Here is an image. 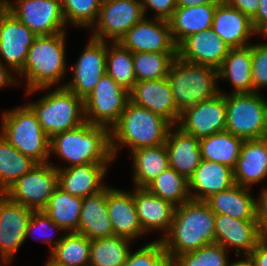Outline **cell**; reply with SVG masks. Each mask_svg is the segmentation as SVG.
Returning <instances> with one entry per match:
<instances>
[{"label": "cell", "mask_w": 267, "mask_h": 266, "mask_svg": "<svg viewBox=\"0 0 267 266\" xmlns=\"http://www.w3.org/2000/svg\"><path fill=\"white\" fill-rule=\"evenodd\" d=\"M58 187V171L52 164H36L3 194L11 201L34 211L44 210Z\"/></svg>", "instance_id": "obj_9"}, {"label": "cell", "mask_w": 267, "mask_h": 266, "mask_svg": "<svg viewBox=\"0 0 267 266\" xmlns=\"http://www.w3.org/2000/svg\"><path fill=\"white\" fill-rule=\"evenodd\" d=\"M226 94V131L243 140L267 137V101L257 92Z\"/></svg>", "instance_id": "obj_8"}, {"label": "cell", "mask_w": 267, "mask_h": 266, "mask_svg": "<svg viewBox=\"0 0 267 266\" xmlns=\"http://www.w3.org/2000/svg\"><path fill=\"white\" fill-rule=\"evenodd\" d=\"M230 6L241 11L244 15H247L252 19L258 9H259V0H224Z\"/></svg>", "instance_id": "obj_49"}, {"label": "cell", "mask_w": 267, "mask_h": 266, "mask_svg": "<svg viewBox=\"0 0 267 266\" xmlns=\"http://www.w3.org/2000/svg\"><path fill=\"white\" fill-rule=\"evenodd\" d=\"M218 78H228L234 85L233 94L253 93L252 44L231 48L217 69Z\"/></svg>", "instance_id": "obj_31"}, {"label": "cell", "mask_w": 267, "mask_h": 266, "mask_svg": "<svg viewBox=\"0 0 267 266\" xmlns=\"http://www.w3.org/2000/svg\"><path fill=\"white\" fill-rule=\"evenodd\" d=\"M249 256L256 266H267V240L262 238Z\"/></svg>", "instance_id": "obj_50"}, {"label": "cell", "mask_w": 267, "mask_h": 266, "mask_svg": "<svg viewBox=\"0 0 267 266\" xmlns=\"http://www.w3.org/2000/svg\"><path fill=\"white\" fill-rule=\"evenodd\" d=\"M36 36L0 1V62L3 58L11 69L19 73Z\"/></svg>", "instance_id": "obj_14"}, {"label": "cell", "mask_w": 267, "mask_h": 266, "mask_svg": "<svg viewBox=\"0 0 267 266\" xmlns=\"http://www.w3.org/2000/svg\"><path fill=\"white\" fill-rule=\"evenodd\" d=\"M76 233L90 240L114 236L107 210V187L83 199Z\"/></svg>", "instance_id": "obj_28"}, {"label": "cell", "mask_w": 267, "mask_h": 266, "mask_svg": "<svg viewBox=\"0 0 267 266\" xmlns=\"http://www.w3.org/2000/svg\"><path fill=\"white\" fill-rule=\"evenodd\" d=\"M226 255L227 250L223 246L211 243L176 256L171 266H229Z\"/></svg>", "instance_id": "obj_41"}, {"label": "cell", "mask_w": 267, "mask_h": 266, "mask_svg": "<svg viewBox=\"0 0 267 266\" xmlns=\"http://www.w3.org/2000/svg\"><path fill=\"white\" fill-rule=\"evenodd\" d=\"M145 18L141 0H103L92 38L118 42L136 23Z\"/></svg>", "instance_id": "obj_12"}, {"label": "cell", "mask_w": 267, "mask_h": 266, "mask_svg": "<svg viewBox=\"0 0 267 266\" xmlns=\"http://www.w3.org/2000/svg\"><path fill=\"white\" fill-rule=\"evenodd\" d=\"M134 164V182L139 188H146L158 175L168 169L169 158L164 144L142 147L131 151Z\"/></svg>", "instance_id": "obj_32"}, {"label": "cell", "mask_w": 267, "mask_h": 266, "mask_svg": "<svg viewBox=\"0 0 267 266\" xmlns=\"http://www.w3.org/2000/svg\"><path fill=\"white\" fill-rule=\"evenodd\" d=\"M65 32L36 36L28 49L23 69L27 78V94L53 86L64 76Z\"/></svg>", "instance_id": "obj_4"}, {"label": "cell", "mask_w": 267, "mask_h": 266, "mask_svg": "<svg viewBox=\"0 0 267 266\" xmlns=\"http://www.w3.org/2000/svg\"><path fill=\"white\" fill-rule=\"evenodd\" d=\"M37 227L39 228L41 232L42 231L47 232L48 229L53 230V228L57 230H63L55 222H53L50 219V217L46 214V212H44L43 210L33 211L31 218L27 225L26 238L29 236L30 233H32L33 230L37 229ZM46 236L48 238L49 235H46ZM44 238L46 237L44 236ZM46 241H48L49 245L52 244V238L49 237L47 240H44V242Z\"/></svg>", "instance_id": "obj_45"}, {"label": "cell", "mask_w": 267, "mask_h": 266, "mask_svg": "<svg viewBox=\"0 0 267 266\" xmlns=\"http://www.w3.org/2000/svg\"><path fill=\"white\" fill-rule=\"evenodd\" d=\"M106 73L128 92L137 82L133 68V53L119 42H114L113 48L107 47Z\"/></svg>", "instance_id": "obj_39"}, {"label": "cell", "mask_w": 267, "mask_h": 266, "mask_svg": "<svg viewBox=\"0 0 267 266\" xmlns=\"http://www.w3.org/2000/svg\"><path fill=\"white\" fill-rule=\"evenodd\" d=\"M153 195L180 206L191 200L189 181L173 168L164 170L147 187Z\"/></svg>", "instance_id": "obj_38"}, {"label": "cell", "mask_w": 267, "mask_h": 266, "mask_svg": "<svg viewBox=\"0 0 267 266\" xmlns=\"http://www.w3.org/2000/svg\"><path fill=\"white\" fill-rule=\"evenodd\" d=\"M1 131L9 143L37 164L49 162L50 137L28 105L3 113Z\"/></svg>", "instance_id": "obj_6"}, {"label": "cell", "mask_w": 267, "mask_h": 266, "mask_svg": "<svg viewBox=\"0 0 267 266\" xmlns=\"http://www.w3.org/2000/svg\"><path fill=\"white\" fill-rule=\"evenodd\" d=\"M218 3H207L192 7H177L168 20L171 34L178 46L189 35L210 29Z\"/></svg>", "instance_id": "obj_29"}, {"label": "cell", "mask_w": 267, "mask_h": 266, "mask_svg": "<svg viewBox=\"0 0 267 266\" xmlns=\"http://www.w3.org/2000/svg\"><path fill=\"white\" fill-rule=\"evenodd\" d=\"M36 164L0 134V193H4Z\"/></svg>", "instance_id": "obj_36"}, {"label": "cell", "mask_w": 267, "mask_h": 266, "mask_svg": "<svg viewBox=\"0 0 267 266\" xmlns=\"http://www.w3.org/2000/svg\"><path fill=\"white\" fill-rule=\"evenodd\" d=\"M107 164L74 165L64 169L56 166L58 187L72 196L82 199L96 194L106 187L101 182L106 174Z\"/></svg>", "instance_id": "obj_21"}, {"label": "cell", "mask_w": 267, "mask_h": 266, "mask_svg": "<svg viewBox=\"0 0 267 266\" xmlns=\"http://www.w3.org/2000/svg\"><path fill=\"white\" fill-rule=\"evenodd\" d=\"M233 176L236 184L246 188L267 177V137L243 141Z\"/></svg>", "instance_id": "obj_24"}, {"label": "cell", "mask_w": 267, "mask_h": 266, "mask_svg": "<svg viewBox=\"0 0 267 266\" xmlns=\"http://www.w3.org/2000/svg\"><path fill=\"white\" fill-rule=\"evenodd\" d=\"M91 240L70 232L51 245L50 258L63 266H89Z\"/></svg>", "instance_id": "obj_35"}, {"label": "cell", "mask_w": 267, "mask_h": 266, "mask_svg": "<svg viewBox=\"0 0 267 266\" xmlns=\"http://www.w3.org/2000/svg\"><path fill=\"white\" fill-rule=\"evenodd\" d=\"M137 215L142 230L146 233L161 229L169 231L175 212V205L153 195L147 188L136 187L133 192Z\"/></svg>", "instance_id": "obj_27"}, {"label": "cell", "mask_w": 267, "mask_h": 266, "mask_svg": "<svg viewBox=\"0 0 267 266\" xmlns=\"http://www.w3.org/2000/svg\"><path fill=\"white\" fill-rule=\"evenodd\" d=\"M246 257V260L236 261L234 263H231L229 266H256L249 255H247Z\"/></svg>", "instance_id": "obj_53"}, {"label": "cell", "mask_w": 267, "mask_h": 266, "mask_svg": "<svg viewBox=\"0 0 267 266\" xmlns=\"http://www.w3.org/2000/svg\"><path fill=\"white\" fill-rule=\"evenodd\" d=\"M69 161L70 166L109 163L113 155L110 128L87 121L50 138V152Z\"/></svg>", "instance_id": "obj_2"}, {"label": "cell", "mask_w": 267, "mask_h": 266, "mask_svg": "<svg viewBox=\"0 0 267 266\" xmlns=\"http://www.w3.org/2000/svg\"><path fill=\"white\" fill-rule=\"evenodd\" d=\"M164 145L170 168L189 180L202 161L199 139L178 127L173 133L169 130Z\"/></svg>", "instance_id": "obj_26"}, {"label": "cell", "mask_w": 267, "mask_h": 266, "mask_svg": "<svg viewBox=\"0 0 267 266\" xmlns=\"http://www.w3.org/2000/svg\"><path fill=\"white\" fill-rule=\"evenodd\" d=\"M230 48L246 47L251 34H256L251 19L241 11L219 0L211 27Z\"/></svg>", "instance_id": "obj_22"}, {"label": "cell", "mask_w": 267, "mask_h": 266, "mask_svg": "<svg viewBox=\"0 0 267 266\" xmlns=\"http://www.w3.org/2000/svg\"><path fill=\"white\" fill-rule=\"evenodd\" d=\"M34 210L0 193V254L5 264L26 240L27 225Z\"/></svg>", "instance_id": "obj_16"}, {"label": "cell", "mask_w": 267, "mask_h": 266, "mask_svg": "<svg viewBox=\"0 0 267 266\" xmlns=\"http://www.w3.org/2000/svg\"><path fill=\"white\" fill-rule=\"evenodd\" d=\"M103 0H61L64 20L81 27H92L97 21Z\"/></svg>", "instance_id": "obj_42"}, {"label": "cell", "mask_w": 267, "mask_h": 266, "mask_svg": "<svg viewBox=\"0 0 267 266\" xmlns=\"http://www.w3.org/2000/svg\"><path fill=\"white\" fill-rule=\"evenodd\" d=\"M177 53H133V68L137 82L167 78Z\"/></svg>", "instance_id": "obj_40"}, {"label": "cell", "mask_w": 267, "mask_h": 266, "mask_svg": "<svg viewBox=\"0 0 267 266\" xmlns=\"http://www.w3.org/2000/svg\"><path fill=\"white\" fill-rule=\"evenodd\" d=\"M129 100V92L106 73L84 98L85 119L110 128L119 120Z\"/></svg>", "instance_id": "obj_10"}, {"label": "cell", "mask_w": 267, "mask_h": 266, "mask_svg": "<svg viewBox=\"0 0 267 266\" xmlns=\"http://www.w3.org/2000/svg\"><path fill=\"white\" fill-rule=\"evenodd\" d=\"M217 79V69L188 63L178 56L167 75L176 107L180 112L220 93L221 90L216 85Z\"/></svg>", "instance_id": "obj_5"}, {"label": "cell", "mask_w": 267, "mask_h": 266, "mask_svg": "<svg viewBox=\"0 0 267 266\" xmlns=\"http://www.w3.org/2000/svg\"><path fill=\"white\" fill-rule=\"evenodd\" d=\"M28 106L36 114L40 126L50 138L86 121L84 99L65 87L53 90L38 102Z\"/></svg>", "instance_id": "obj_7"}, {"label": "cell", "mask_w": 267, "mask_h": 266, "mask_svg": "<svg viewBox=\"0 0 267 266\" xmlns=\"http://www.w3.org/2000/svg\"><path fill=\"white\" fill-rule=\"evenodd\" d=\"M262 238L256 219H237L224 214H215L214 243L225 249L231 245L236 247L237 255L241 250H245L243 253L247 256Z\"/></svg>", "instance_id": "obj_20"}, {"label": "cell", "mask_w": 267, "mask_h": 266, "mask_svg": "<svg viewBox=\"0 0 267 266\" xmlns=\"http://www.w3.org/2000/svg\"><path fill=\"white\" fill-rule=\"evenodd\" d=\"M231 50L212 29L189 35L177 46V56L188 63L218 69Z\"/></svg>", "instance_id": "obj_18"}, {"label": "cell", "mask_w": 267, "mask_h": 266, "mask_svg": "<svg viewBox=\"0 0 267 266\" xmlns=\"http://www.w3.org/2000/svg\"><path fill=\"white\" fill-rule=\"evenodd\" d=\"M107 210L114 235L133 241L145 234L139 222L133 192L107 187Z\"/></svg>", "instance_id": "obj_23"}, {"label": "cell", "mask_w": 267, "mask_h": 266, "mask_svg": "<svg viewBox=\"0 0 267 266\" xmlns=\"http://www.w3.org/2000/svg\"><path fill=\"white\" fill-rule=\"evenodd\" d=\"M83 199L72 196L57 187L44 208V212L59 227L68 232H77Z\"/></svg>", "instance_id": "obj_34"}, {"label": "cell", "mask_w": 267, "mask_h": 266, "mask_svg": "<svg viewBox=\"0 0 267 266\" xmlns=\"http://www.w3.org/2000/svg\"><path fill=\"white\" fill-rule=\"evenodd\" d=\"M251 21L257 34L267 35V0H259V9Z\"/></svg>", "instance_id": "obj_48"}, {"label": "cell", "mask_w": 267, "mask_h": 266, "mask_svg": "<svg viewBox=\"0 0 267 266\" xmlns=\"http://www.w3.org/2000/svg\"><path fill=\"white\" fill-rule=\"evenodd\" d=\"M172 126L165 118L129 100L119 120L110 128L113 158L117 154L116 150L119 143L123 146L129 145L131 151L164 144ZM114 141H119V143Z\"/></svg>", "instance_id": "obj_3"}, {"label": "cell", "mask_w": 267, "mask_h": 266, "mask_svg": "<svg viewBox=\"0 0 267 266\" xmlns=\"http://www.w3.org/2000/svg\"><path fill=\"white\" fill-rule=\"evenodd\" d=\"M219 0H177V7H192L207 3H218Z\"/></svg>", "instance_id": "obj_52"}, {"label": "cell", "mask_w": 267, "mask_h": 266, "mask_svg": "<svg viewBox=\"0 0 267 266\" xmlns=\"http://www.w3.org/2000/svg\"><path fill=\"white\" fill-rule=\"evenodd\" d=\"M215 213L205 201L189 200L175 207L173 221L163 243L172 261L180 254L214 243Z\"/></svg>", "instance_id": "obj_1"}, {"label": "cell", "mask_w": 267, "mask_h": 266, "mask_svg": "<svg viewBox=\"0 0 267 266\" xmlns=\"http://www.w3.org/2000/svg\"><path fill=\"white\" fill-rule=\"evenodd\" d=\"M189 181L191 200L206 201L210 196L235 184L233 169L218 162L203 160ZM194 190L195 193H191Z\"/></svg>", "instance_id": "obj_25"}, {"label": "cell", "mask_w": 267, "mask_h": 266, "mask_svg": "<svg viewBox=\"0 0 267 266\" xmlns=\"http://www.w3.org/2000/svg\"><path fill=\"white\" fill-rule=\"evenodd\" d=\"M256 220L262 235L267 232V188L262 190L259 201L256 200Z\"/></svg>", "instance_id": "obj_47"}, {"label": "cell", "mask_w": 267, "mask_h": 266, "mask_svg": "<svg viewBox=\"0 0 267 266\" xmlns=\"http://www.w3.org/2000/svg\"><path fill=\"white\" fill-rule=\"evenodd\" d=\"M177 126L185 133L202 139L226 130V94L201 101L184 109Z\"/></svg>", "instance_id": "obj_13"}, {"label": "cell", "mask_w": 267, "mask_h": 266, "mask_svg": "<svg viewBox=\"0 0 267 266\" xmlns=\"http://www.w3.org/2000/svg\"><path fill=\"white\" fill-rule=\"evenodd\" d=\"M130 239L111 236L91 240L89 266H123L130 252Z\"/></svg>", "instance_id": "obj_37"}, {"label": "cell", "mask_w": 267, "mask_h": 266, "mask_svg": "<svg viewBox=\"0 0 267 266\" xmlns=\"http://www.w3.org/2000/svg\"><path fill=\"white\" fill-rule=\"evenodd\" d=\"M144 13L147 7L156 11L158 19L169 20L177 8V0H141Z\"/></svg>", "instance_id": "obj_46"}, {"label": "cell", "mask_w": 267, "mask_h": 266, "mask_svg": "<svg viewBox=\"0 0 267 266\" xmlns=\"http://www.w3.org/2000/svg\"><path fill=\"white\" fill-rule=\"evenodd\" d=\"M123 266H171L161 240L151 242L135 253L129 252Z\"/></svg>", "instance_id": "obj_43"}, {"label": "cell", "mask_w": 267, "mask_h": 266, "mask_svg": "<svg viewBox=\"0 0 267 266\" xmlns=\"http://www.w3.org/2000/svg\"><path fill=\"white\" fill-rule=\"evenodd\" d=\"M249 188L234 184L230 188L210 196L205 202L215 214L237 219H256V200Z\"/></svg>", "instance_id": "obj_30"}, {"label": "cell", "mask_w": 267, "mask_h": 266, "mask_svg": "<svg viewBox=\"0 0 267 266\" xmlns=\"http://www.w3.org/2000/svg\"><path fill=\"white\" fill-rule=\"evenodd\" d=\"M107 44L91 37L74 68V77L65 87L78 97L85 98L106 74Z\"/></svg>", "instance_id": "obj_17"}, {"label": "cell", "mask_w": 267, "mask_h": 266, "mask_svg": "<svg viewBox=\"0 0 267 266\" xmlns=\"http://www.w3.org/2000/svg\"><path fill=\"white\" fill-rule=\"evenodd\" d=\"M252 82L253 92L267 86V43L252 45Z\"/></svg>", "instance_id": "obj_44"}, {"label": "cell", "mask_w": 267, "mask_h": 266, "mask_svg": "<svg viewBox=\"0 0 267 266\" xmlns=\"http://www.w3.org/2000/svg\"><path fill=\"white\" fill-rule=\"evenodd\" d=\"M10 72L6 70V67L3 66V62H0V88L5 86L6 84H16V80L13 79Z\"/></svg>", "instance_id": "obj_51"}, {"label": "cell", "mask_w": 267, "mask_h": 266, "mask_svg": "<svg viewBox=\"0 0 267 266\" xmlns=\"http://www.w3.org/2000/svg\"><path fill=\"white\" fill-rule=\"evenodd\" d=\"M132 53H177L168 20L146 18L134 24L118 41Z\"/></svg>", "instance_id": "obj_15"}, {"label": "cell", "mask_w": 267, "mask_h": 266, "mask_svg": "<svg viewBox=\"0 0 267 266\" xmlns=\"http://www.w3.org/2000/svg\"><path fill=\"white\" fill-rule=\"evenodd\" d=\"M46 266H63L56 262H54L51 258L48 259V262L46 263Z\"/></svg>", "instance_id": "obj_54"}, {"label": "cell", "mask_w": 267, "mask_h": 266, "mask_svg": "<svg viewBox=\"0 0 267 266\" xmlns=\"http://www.w3.org/2000/svg\"><path fill=\"white\" fill-rule=\"evenodd\" d=\"M243 141L226 130L214 133L199 140L201 157L234 169Z\"/></svg>", "instance_id": "obj_33"}, {"label": "cell", "mask_w": 267, "mask_h": 266, "mask_svg": "<svg viewBox=\"0 0 267 266\" xmlns=\"http://www.w3.org/2000/svg\"><path fill=\"white\" fill-rule=\"evenodd\" d=\"M0 1L37 36L64 32L66 22L61 0H16L15 5Z\"/></svg>", "instance_id": "obj_11"}, {"label": "cell", "mask_w": 267, "mask_h": 266, "mask_svg": "<svg viewBox=\"0 0 267 266\" xmlns=\"http://www.w3.org/2000/svg\"><path fill=\"white\" fill-rule=\"evenodd\" d=\"M263 238L267 240V232L263 235Z\"/></svg>", "instance_id": "obj_55"}, {"label": "cell", "mask_w": 267, "mask_h": 266, "mask_svg": "<svg viewBox=\"0 0 267 266\" xmlns=\"http://www.w3.org/2000/svg\"><path fill=\"white\" fill-rule=\"evenodd\" d=\"M130 101L168 120L178 123L181 112L177 109L167 78L136 82L129 92Z\"/></svg>", "instance_id": "obj_19"}]
</instances>
